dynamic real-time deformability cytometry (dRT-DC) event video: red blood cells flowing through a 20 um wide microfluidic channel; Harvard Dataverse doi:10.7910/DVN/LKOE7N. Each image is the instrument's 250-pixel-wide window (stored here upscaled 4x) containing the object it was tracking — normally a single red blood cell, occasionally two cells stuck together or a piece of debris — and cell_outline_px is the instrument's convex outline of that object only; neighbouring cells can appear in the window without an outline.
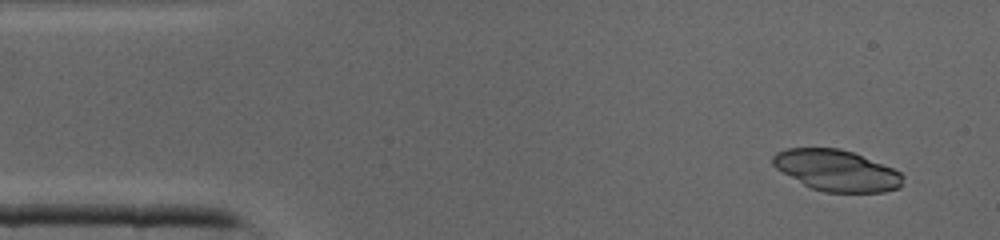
{"species": "common noctule bat (a hibernating species)", "species_latin": "Nyctalus noctula", "temperature_condition": "cold", "stored_images_in_passage": 41, "camera_frame_rate_fps": 3000, "um_per_image_px": 0.085, "animal": {"sex": "male", "body_mass_g": 19.0, "forearm_length_mm": 50.8}, "frame": {"image": 1, "passage_image": 3, "time_ms": 0.667, "image_size_px": [1000, 240], "cell_outline_px": [[904, 176], [900, 188], [884, 192], [824, 192], [812, 188], [804, 184], [776, 168], [772, 164], [772, 156], [776, 152], [788, 148], [840, 148], [852, 152], [892, 168], [900, 172]], "centroid_in_image_um": [71.11, 14.49], "position_along_channel_um": 13.9, "area_um2": 30.92}}